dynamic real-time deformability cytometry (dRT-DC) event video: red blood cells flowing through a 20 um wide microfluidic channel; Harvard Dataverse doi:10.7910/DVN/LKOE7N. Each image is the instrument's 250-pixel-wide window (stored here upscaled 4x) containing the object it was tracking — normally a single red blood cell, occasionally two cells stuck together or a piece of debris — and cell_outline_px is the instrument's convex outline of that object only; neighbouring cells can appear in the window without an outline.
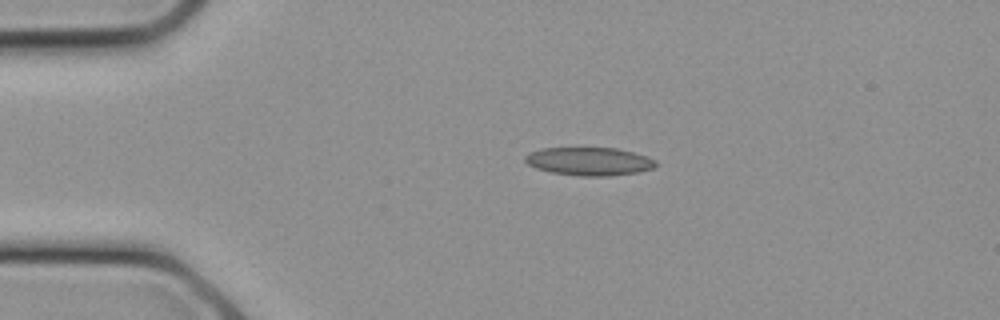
{"species": "common noctule bat (a hibernating species)", "species_latin": "Nyctalus noctula", "temperature_condition": "cold", "stored_images_in_passage": 3, "camera_frame_rate_fps": 3000, "um_per_image_px": 0.085, "animal": {"sex": "female", "body_mass_g": 21.9}, "frame": {"image": 1, "passage_image": 1, "time_ms": 0.0, "image_size_px": [1000, 320], "cell_outline_px": [[656, 164], [652, 168], [640, 172], [608, 176], [580, 176], [552, 172], [536, 168], [528, 164], [524, 160], [524, 156], [528, 152], [540, 148], [616, 148], [648, 156], [656, 160]], "centroid_in_image_um": [50.07, 13.71], "position_along_channel_um": 34.9, "area_um2": 21.5}}